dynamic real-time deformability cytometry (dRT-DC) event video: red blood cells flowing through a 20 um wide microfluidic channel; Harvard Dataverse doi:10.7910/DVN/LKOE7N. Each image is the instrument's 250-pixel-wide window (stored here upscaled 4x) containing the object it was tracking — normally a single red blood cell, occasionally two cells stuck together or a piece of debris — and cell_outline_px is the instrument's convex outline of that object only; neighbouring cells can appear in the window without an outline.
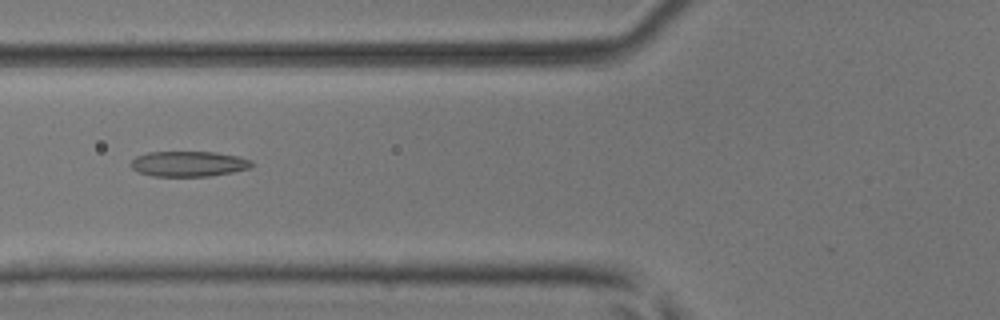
{"species": "common noctule bat (a hibernating species)", "species_latin": "Nyctalus noctula", "temperature_condition": "room temperature", "stored_images_in_passage": 6, "camera_frame_rate_fps": 3000, "um_per_image_px": 0.085, "animal": {"sex": "male", "body_mass_g": 17.9, "forearm_length_mm": 54.2}, "frame": {"image": 1, "passage_image": 6, "time_ms": 1.667, "image_size_px": [1000, 320], "cell_outline_px": [[256, 164], [248, 168], [232, 172], [208, 176], [152, 176], [136, 172], [128, 164], [136, 156], [148, 152], [216, 152], [240, 156], [252, 160]], "centroid_in_image_um": [16.02, 13.92], "position_along_channel_um": 109.8, "area_um2": 18.09}}